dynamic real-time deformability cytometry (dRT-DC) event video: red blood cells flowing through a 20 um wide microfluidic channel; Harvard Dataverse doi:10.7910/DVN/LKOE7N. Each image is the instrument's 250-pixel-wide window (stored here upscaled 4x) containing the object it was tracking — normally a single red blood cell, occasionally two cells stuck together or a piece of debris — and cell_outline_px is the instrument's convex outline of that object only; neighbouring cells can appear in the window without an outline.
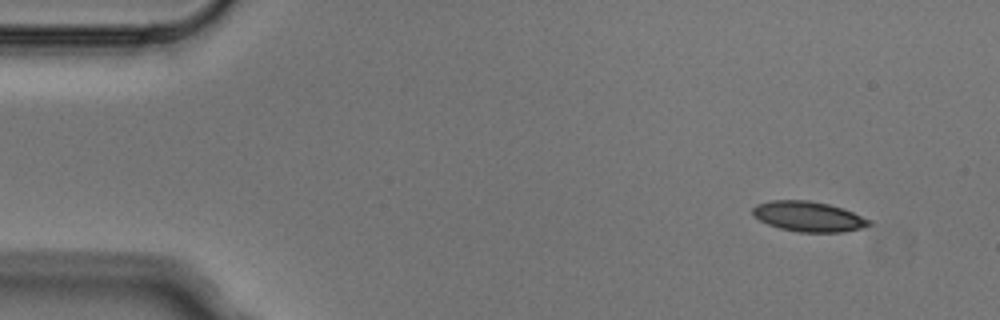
{"species": "Egyptian fruit bat (a non-hibernating species)", "species_latin": "Rousettus aegyptiacus", "temperature_condition": "cold", "stored_images_in_passage": 8, "camera_frame_rate_fps": 3000, "um_per_image_px": 0.085, "animal": {"sex": "male"}, "frame": {"image": 1, "passage_image": 1, "time_ms": 0.0, "image_size_px": [1000, 320], "cell_outline_px": [[872, 224], [864, 228], [844, 232], [796, 232], [780, 228], [768, 224], [752, 216], [752, 208], [756, 204], [772, 200], [808, 200], [828, 204], [852, 212], [872, 220]], "centroid_in_image_um": [68.72, 18.41], "position_along_channel_um": 16.3, "area_um2": 20.58}}
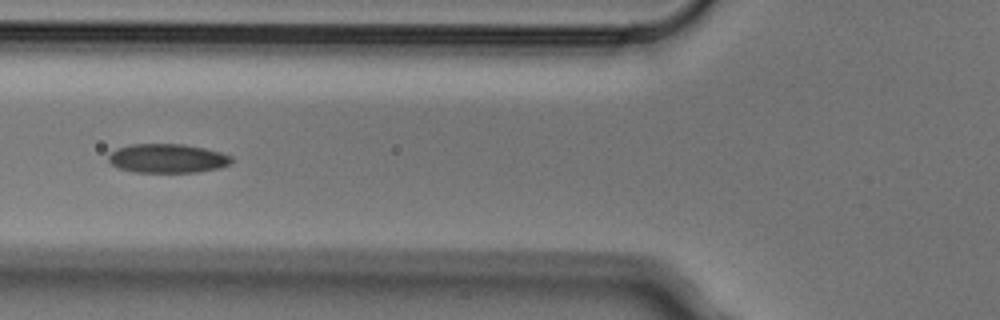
{"frame": {"image": 2, "passage_image": 5, "time_ms": 1.333, "image_size_px": [1000, 320], "cell_outline_px": [[232, 160], [228, 164], [220, 168], [196, 172], [132, 172], [120, 168], [112, 164], [108, 160], [108, 156], [116, 148], [132, 144], [184, 144], [204, 148], [220, 152], [232, 156]], "centroid_in_image_um": [14.23, 13.46], "position_along_channel_um": 111.6, "area_um2": 20.75}}
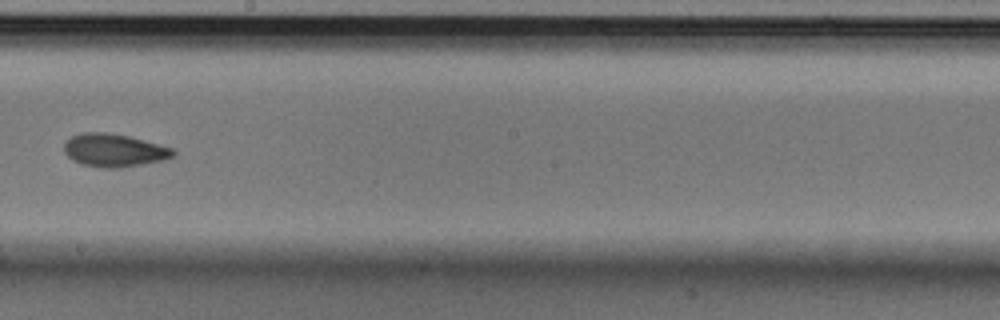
{"frame": {"image": 3, "passage_image": 8, "time_ms": 2.333, "image_size_px": [1000, 320], "cell_outline_px": [[176, 156], [164, 160], [120, 168], [104, 168], [84, 164], [72, 160], [64, 152], [64, 144], [72, 136], [84, 132], [104, 132], [128, 136], [176, 148]], "centroid_in_image_um": [9.76, 12.78], "position_along_channel_um": 238.4, "area_um2": 21.04}}